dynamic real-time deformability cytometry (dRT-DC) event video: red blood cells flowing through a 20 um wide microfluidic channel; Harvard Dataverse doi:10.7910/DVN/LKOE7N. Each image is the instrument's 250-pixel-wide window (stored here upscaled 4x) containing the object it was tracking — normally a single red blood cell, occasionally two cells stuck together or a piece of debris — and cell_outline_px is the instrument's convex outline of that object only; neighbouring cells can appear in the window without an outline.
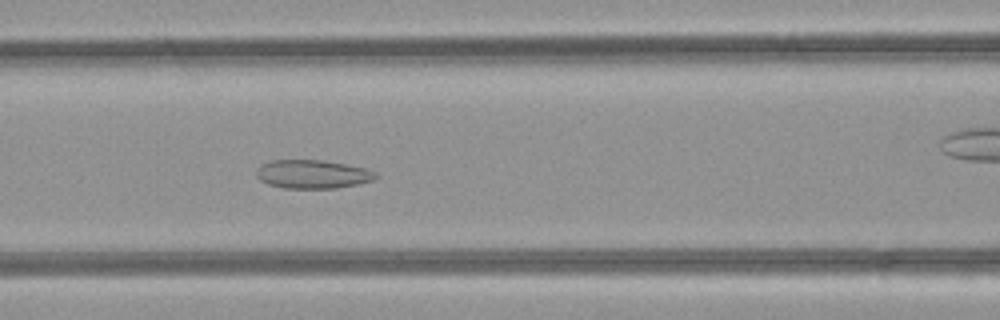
{"species": "common noctule bat (a hibernating species)", "species_latin": "Nyctalus noctula", "temperature_condition": "room temperature", "stored_images_in_passage": 49, "camera_frame_rate_fps": 3000, "um_per_image_px": 0.085, "animal": {"sex": "female", "body_mass_g": 21.9}, "frame": {"image": 1, "passage_image": 20, "time_ms": 6.333, "image_size_px": [1000, 320], "cell_outline_px": [[380, 176], [372, 180], [356, 184], [336, 188], [284, 188], [268, 184], [260, 180], [256, 176], [256, 168], [260, 164], [272, 160], [320, 160], [344, 164], [364, 168], [376, 172]], "centroid_in_image_um": [26.53, 14.8], "position_along_channel_um": 140.1, "area_um2": 19.83}}
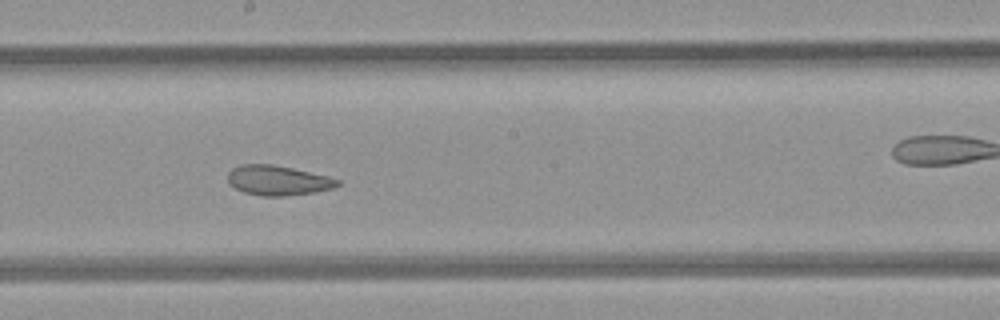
{"frame": {"image": 2, "passage_image": 26, "time_ms": 8.333, "image_size_px": [1000, 320], "cell_outline_px": [[340, 184], [332, 188], [316, 192], [284, 196], [260, 196], [244, 192], [228, 184], [228, 172], [232, 168], [244, 164], [272, 164], [292, 168], [328, 176], [340, 180]], "centroid_in_image_um": [23.61, 15.34], "position_along_channel_um": 224.6, "area_um2": 19.07}}
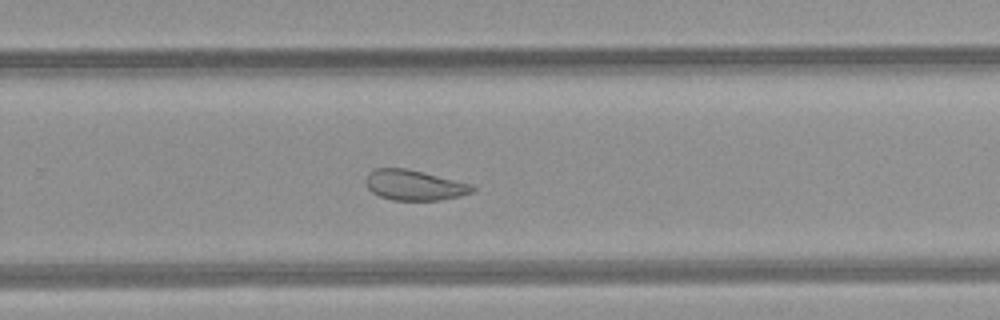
{"frame": {"image": 3, "passage_image": 31, "time_ms": 10.0, "image_size_px": [1000, 320], "cell_outline_px": [[476, 188], [472, 192], [460, 196], [440, 200], [392, 200], [380, 196], [372, 192], [368, 188], [364, 180], [368, 172], [376, 168], [408, 168], [472, 184]], "centroid_in_image_um": [35.2, 15.73], "position_along_channel_um": 294.6, "area_um2": 18.96}, "authors_computed_cell_mechanics": {"area_um2": 24.1604, "velocity_mm_per_s": 4.2223, "shape_relaxation_time_tau1_ms": null, "shape_relaxation_time_tau2_ms": 2.0795, "deformation_change_tau1": null, "deformation_change_tau2": 0.0779}}